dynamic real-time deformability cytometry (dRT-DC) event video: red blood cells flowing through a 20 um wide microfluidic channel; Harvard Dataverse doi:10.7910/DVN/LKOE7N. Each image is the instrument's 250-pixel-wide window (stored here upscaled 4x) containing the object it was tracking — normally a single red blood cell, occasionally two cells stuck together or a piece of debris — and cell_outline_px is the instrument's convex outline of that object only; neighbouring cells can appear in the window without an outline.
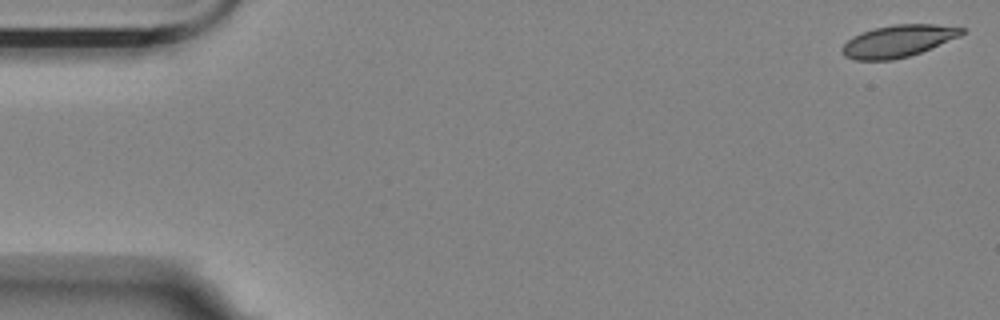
{"species": "Egyptian fruit bat (a non-hibernating species)", "species_latin": "Rousettus aegyptiacus", "temperature_condition": "room temperature", "stored_images_in_passage": 56, "camera_frame_rate_fps": 3000, "um_per_image_px": 0.085, "animal": {"sex": "female"}, "frame": {"image": 1, "passage_image": 1, "time_ms": 0.0, "image_size_px": [1000, 320], "cell_outline_px": [[964, 32], [960, 36], [920, 52], [908, 56], [892, 60], [856, 60], [844, 56], [840, 52], [840, 48], [852, 36], [872, 28], [892, 24], [936, 24], [964, 28]], "centroid_in_image_um": [76.29, 3.48], "position_along_channel_um": 8.7, "area_um2": 22.37}}
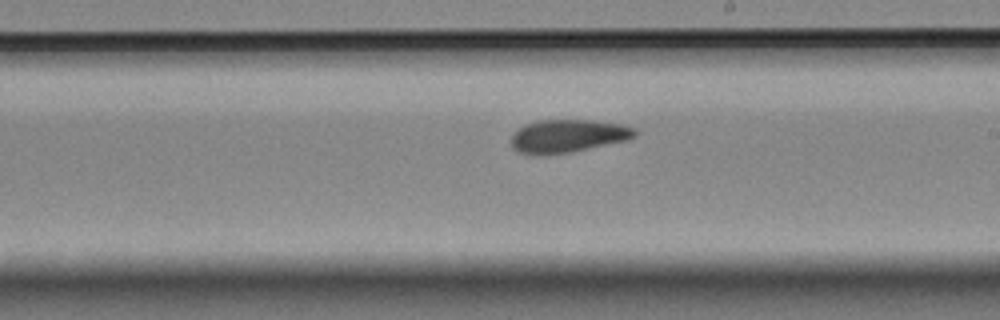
{"frame": {"image": 2, "passage_image": 32, "time_ms": 10.333, "image_size_px": [1000, 320], "cell_outline_px": [[636, 136], [628, 140], [572, 152], [520, 152], [512, 148], [512, 136], [524, 124], [540, 120], [592, 120], [620, 124], [636, 128]], "centroid_in_image_um": [48.35, 11.52], "position_along_channel_um": 240.6, "area_um2": 23.12}}
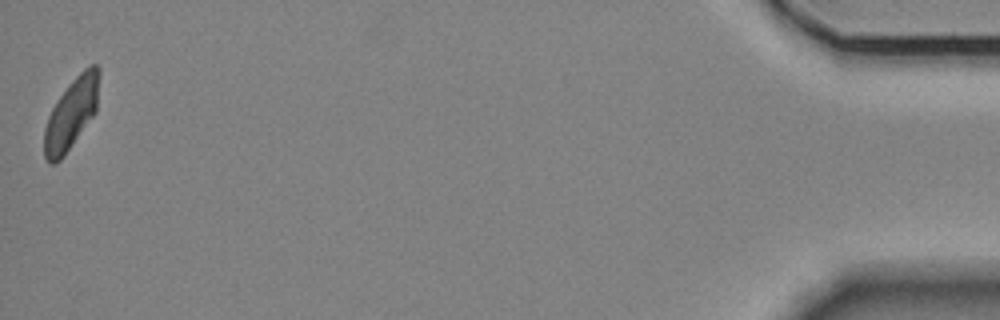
{"frame": {"image": 3, "passage_image": 56, "time_ms": 18.333, "image_size_px": [1000, 320], "cell_outline_px": [[100, 72], [96, 112], [64, 156], [56, 164], [48, 164], [44, 156], [44, 128], [48, 116], [56, 100], [68, 84], [88, 64], [96, 64], [100, 68]], "centroid_in_image_um": [6.06, 9.65], "position_along_channel_um": 429.1, "area_um2": 22.95}, "authors_computed_cell_mechanics": {"area_um2": 23.3801, "velocity_mm_per_s": 3.519, "shape_relaxation_time_tau1_ms": 5.2461, "shape_relaxation_time_tau2_ms": 4.8578, "deformation_change_tau1": 0.1253, "deformation_change_tau2": 0.1004}}